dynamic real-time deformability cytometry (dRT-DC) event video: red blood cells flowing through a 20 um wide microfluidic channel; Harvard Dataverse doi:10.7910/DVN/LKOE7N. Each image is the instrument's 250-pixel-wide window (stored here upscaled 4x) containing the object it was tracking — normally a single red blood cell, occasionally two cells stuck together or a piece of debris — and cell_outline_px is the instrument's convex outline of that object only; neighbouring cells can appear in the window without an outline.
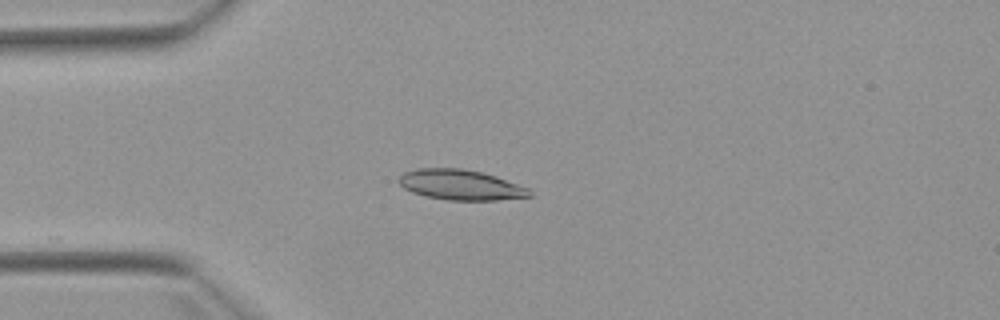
{"species": "Egyptian fruit bat (a non-hibernating species)", "species_latin": "Rousettus aegyptiacus", "temperature_condition": "warm", "stored_images_in_passage": 2, "camera_frame_rate_fps": 3000, "um_per_image_px": 0.085, "animal": {"sex": "female"}, "frame": {"image": 1, "passage_image": 2, "time_ms": 1.333, "image_size_px": [1000, 320], "cell_outline_px": [[532, 196], [496, 200], [448, 200], [428, 196], [412, 192], [404, 188], [396, 180], [404, 172], [416, 168], [460, 168], [480, 172], [496, 176], [528, 188], [532, 192]], "centroid_in_image_um": [39.13, 15.71], "position_along_channel_um": 45.9, "area_um2": 22.95}}